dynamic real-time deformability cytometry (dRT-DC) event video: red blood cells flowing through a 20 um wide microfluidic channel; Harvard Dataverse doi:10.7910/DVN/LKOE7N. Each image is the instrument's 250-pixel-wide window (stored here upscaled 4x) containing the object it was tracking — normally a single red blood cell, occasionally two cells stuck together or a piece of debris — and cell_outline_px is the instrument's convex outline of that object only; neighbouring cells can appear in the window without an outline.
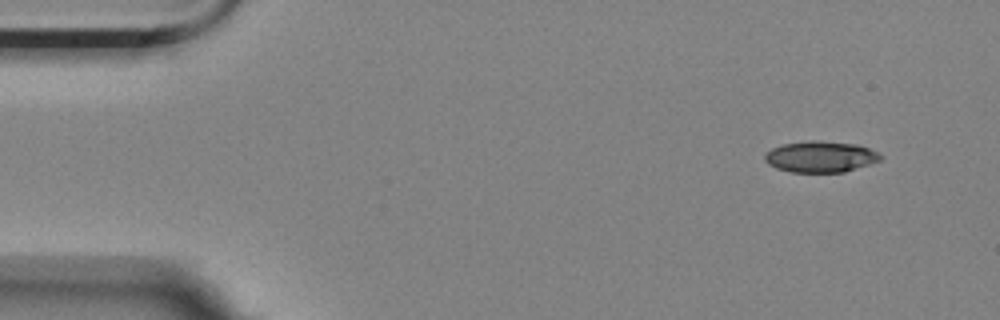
{"species": "Egyptian fruit bat (a non-hibernating species)", "species_latin": "Rousettus aegyptiacus", "temperature_condition": "room temperature", "stored_images_in_passage": 31, "camera_frame_rate_fps": 3000, "um_per_image_px": 0.085, "animal": {"sex": "female"}, "frame": {"image": 1, "passage_image": 1, "time_ms": 0.0, "image_size_px": [1000, 320], "cell_outline_px": [[884, 156], [880, 160], [844, 172], [792, 172], [776, 168], [768, 164], [764, 160], [764, 156], [772, 148], [784, 144], [808, 140], [820, 140], [860, 144]], "centroid_in_image_um": [69.74, 13.31], "position_along_channel_um": 15.3, "area_um2": 21.04}}
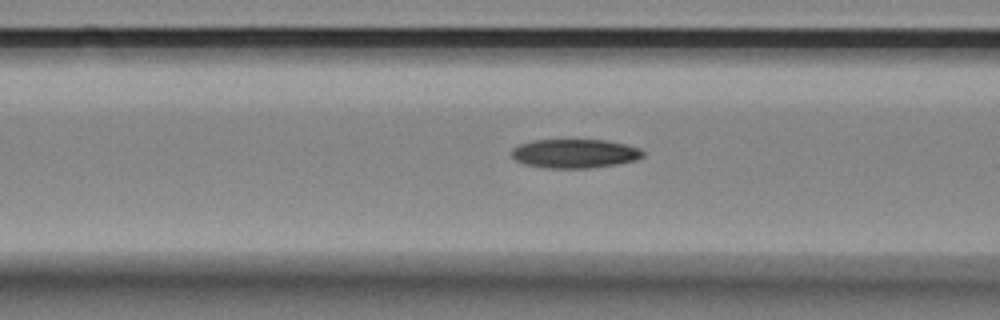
{"frame": {"image": 2, "passage_image": 18, "time_ms": 5.667, "image_size_px": [1000, 320], "cell_outline_px": [[644, 156], [636, 160], [616, 164], [588, 168], [544, 168], [524, 164], [516, 160], [508, 152], [512, 148], [520, 144], [532, 140], [604, 140], [624, 144], [640, 148], [644, 152]], "centroid_in_image_um": [48.82, 13.05], "position_along_channel_um": 117.8, "area_um2": 22.25}}
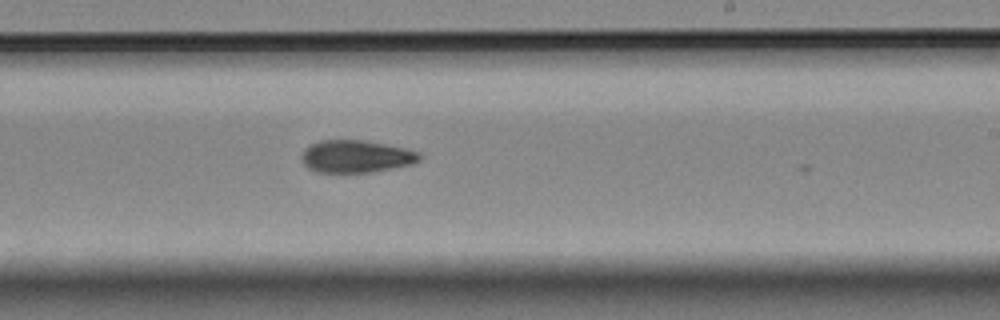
{"frame": {"image": 3, "passage_image": 30, "time_ms": 9.667, "image_size_px": [1000, 320], "cell_outline_px": [[420, 160], [412, 164], [372, 172], [316, 172], [308, 168], [300, 160], [300, 156], [312, 144], [320, 140], [364, 140], [404, 148], [420, 152]], "centroid_in_image_um": [30.26, 13.3], "position_along_channel_um": 258.7, "area_um2": 22.14}}